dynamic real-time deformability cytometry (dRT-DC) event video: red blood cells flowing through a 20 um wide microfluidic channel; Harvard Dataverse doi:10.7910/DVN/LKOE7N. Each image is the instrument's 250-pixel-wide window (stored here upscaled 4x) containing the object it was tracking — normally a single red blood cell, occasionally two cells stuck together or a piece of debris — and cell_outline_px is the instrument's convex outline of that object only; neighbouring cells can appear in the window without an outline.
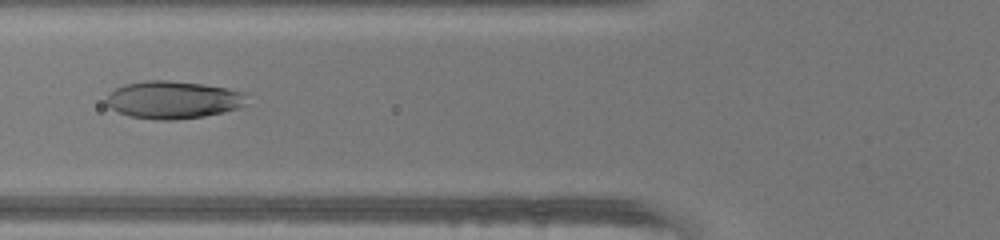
{"species": "human", "species_latin": "Homo sapiens", "temperature_condition": "warm", "stored_images_in_passage": 36, "camera_frame_rate_fps": 3000, "um_per_image_px": 0.085, "donor": {"sex": "female"}, "frame": {"image": 1, "passage_image": 9, "time_ms": 2.667, "image_size_px": [1000, 240], "cell_outline_px": [[248, 92], [244, 104], [240, 108], [224, 112], [204, 116], [172, 120], [156, 120], [128, 116], [112, 108], [104, 100], [116, 88], [124, 84], [144, 80], [168, 80], [204, 84]], "centroid_in_image_um": [14.75, 8.48], "position_along_channel_um": 111.1, "area_um2": 30.92}}
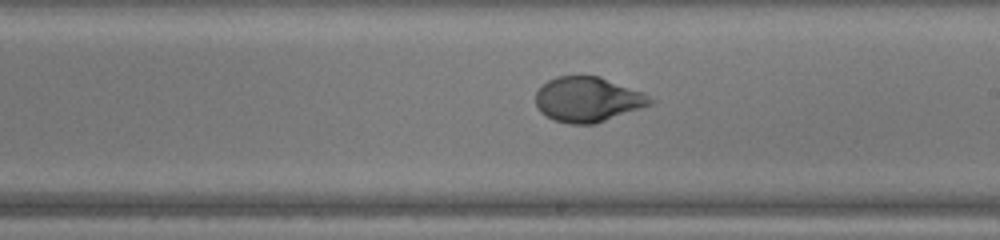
{"frame": {"image": 2, "passage_image": 18, "time_ms": 5.667, "image_size_px": [1000, 240], "cell_outline_px": [[656, 100], [652, 104], [596, 124], [568, 124], [552, 120], [540, 112], [536, 104], [536, 92], [548, 80], [556, 76], [600, 76], [644, 92]], "centroid_in_image_um": [49.98, 8.46], "position_along_channel_um": 239.0, "area_um2": 30.29}}
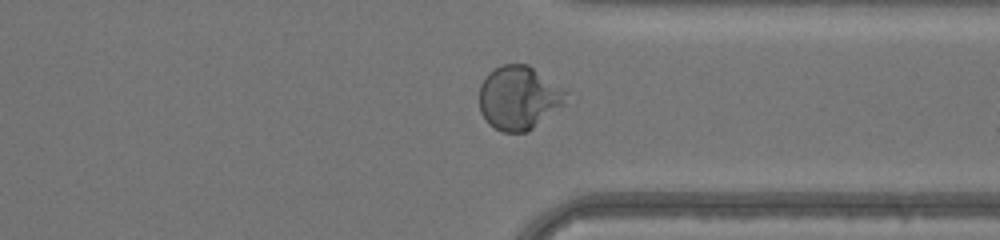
{"frame": {"image": 3, "passage_image": 27, "time_ms": 8.667, "image_size_px": [1000, 240], "cell_outline_px": [[568, 92], [564, 104], [528, 132], [504, 132], [488, 124], [480, 112], [480, 84], [488, 72], [504, 64], [528, 64]], "centroid_in_image_um": [44.08, 8.31], "position_along_channel_um": 367.3, "area_um2": 32.02}, "authors_computed_cell_mechanics": {"area_um2": 30.4317, "velocity_mm_per_s": 4.2794, "shape_relaxation_time_tau1_ms": 3.976, "shape_relaxation_time_tau2_ms": null, "deformation_change_tau1": 0.2657, "deformation_change_tau2": null}}